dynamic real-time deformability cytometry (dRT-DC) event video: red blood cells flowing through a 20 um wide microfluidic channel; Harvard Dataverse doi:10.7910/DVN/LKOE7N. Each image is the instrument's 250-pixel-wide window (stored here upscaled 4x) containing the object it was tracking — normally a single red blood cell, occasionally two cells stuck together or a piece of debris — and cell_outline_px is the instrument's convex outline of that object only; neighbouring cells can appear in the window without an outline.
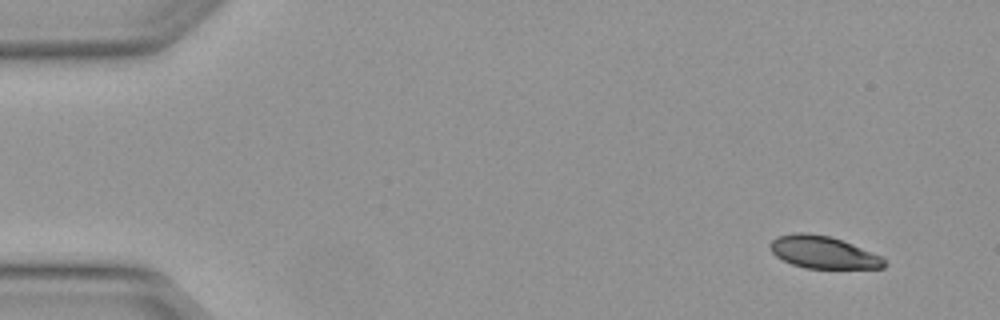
{"species": "Egyptian fruit bat (a non-hibernating species)", "species_latin": "Rousettus aegyptiacus", "temperature_condition": "warm", "stored_images_in_passage": 4, "camera_frame_rate_fps": 3000, "um_per_image_px": 0.085, "animal": {"sex": "female"}, "frame": {"image": 1, "passage_image": 1, "time_ms": 0.0, "image_size_px": [1000, 320], "cell_outline_px": [[888, 264], [884, 268], [808, 268], [792, 264], [776, 256], [772, 252], [772, 240], [776, 236], [796, 232], [808, 232], [832, 236], [884, 256]], "centroid_in_image_um": [70.04, 21.43], "position_along_channel_um": 15.0, "area_um2": 21.68}}
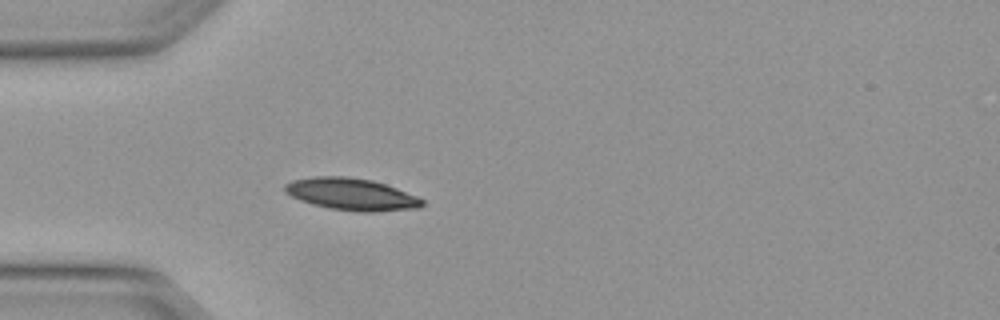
{"frame": {"image": 2, "passage_image": 4, "time_ms": 1.0, "image_size_px": [1000, 320], "cell_outline_px": [[424, 204], [420, 208], [372, 212], [360, 212], [328, 208], [312, 204], [300, 200], [284, 192], [284, 184], [292, 180], [312, 176], [348, 176], [372, 180], [396, 188], [416, 196], [424, 200]], "centroid_in_image_um": [29.85, 16.51], "position_along_channel_um": 55.1, "area_um2": 25.72}}